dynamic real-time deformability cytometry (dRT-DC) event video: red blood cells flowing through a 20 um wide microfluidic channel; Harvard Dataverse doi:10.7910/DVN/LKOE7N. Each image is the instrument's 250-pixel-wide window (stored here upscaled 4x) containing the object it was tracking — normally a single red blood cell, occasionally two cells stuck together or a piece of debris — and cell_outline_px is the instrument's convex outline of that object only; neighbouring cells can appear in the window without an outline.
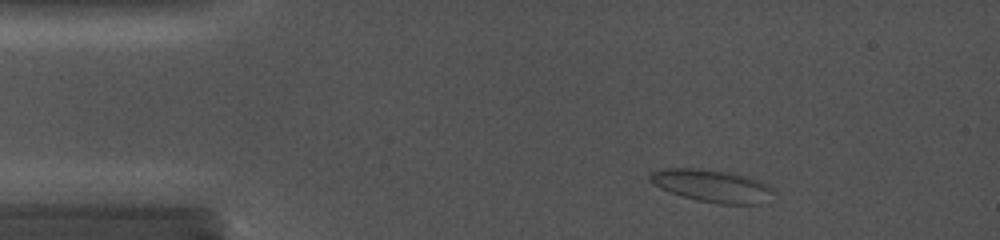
{"species": "common noctule bat (a hibernating species)", "species_latin": "Nyctalus noctula", "temperature_condition": "cold", "stored_images_in_passage": 7, "camera_frame_rate_fps": 5000, "um_per_image_px": 0.085, "animal": {"sex": "female", "body_mass_g": 19.0, "forearm_length_mm": 56.7}, "frame": {"image": 1, "passage_image": 4, "time_ms": 2.6, "image_size_px": [1000, 240], "cell_outline_px": [[776, 192], [760, 204], [720, 204], [696, 200], [660, 188], [652, 184], [648, 180], [648, 176], [652, 172], [660, 168], [696, 168], [736, 172], [760, 180], [776, 188]], "centroid_in_image_um": [60.56, 15.77], "position_along_channel_um": 24.4, "area_um2": 23.87}}